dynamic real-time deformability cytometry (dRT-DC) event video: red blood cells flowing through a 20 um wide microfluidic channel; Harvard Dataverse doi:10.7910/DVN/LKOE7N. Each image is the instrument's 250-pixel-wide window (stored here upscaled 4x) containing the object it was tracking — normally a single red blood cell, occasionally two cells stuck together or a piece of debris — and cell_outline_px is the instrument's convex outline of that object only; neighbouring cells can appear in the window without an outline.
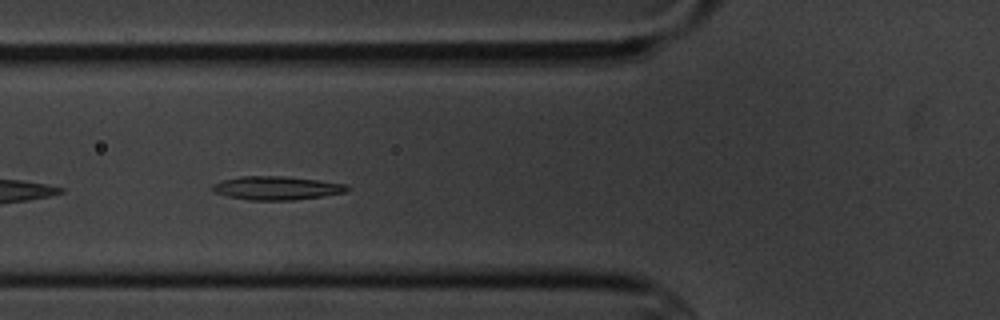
{"species": "common noctule bat (a hibernating species)", "species_latin": "Nyctalus noctula", "temperature_condition": "cold", "stored_images_in_passage": 5, "camera_frame_rate_fps": 3000, "um_per_image_px": 0.085, "animal": {"sex": "male", "body_mass_g": 20.1, "forearm_length_mm": 53.5}, "frame": {"image": 1, "passage_image": 2, "time_ms": 1.0, "image_size_px": [1000, 320], "cell_outline_px": [[352, 188], [344, 192], [320, 196], [292, 200], [248, 200], [228, 196], [212, 192], [208, 188], [212, 184], [224, 180], [240, 176], [284, 176], [348, 184]], "centroid_in_image_um": [23.46, 15.98], "position_along_channel_um": 102.3, "area_um2": 18.5}}
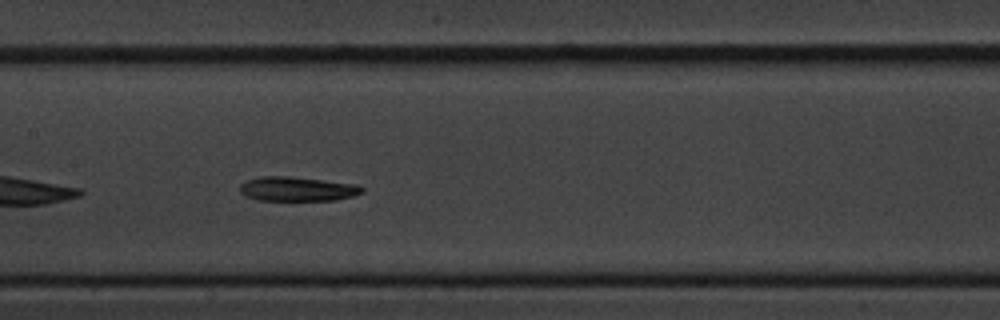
{"frame": {"image": 2, "passage_image": 4, "time_ms": 3.333, "image_size_px": [1000, 320], "cell_outline_px": [[364, 192], [352, 196], [336, 200], [256, 200], [244, 196], [240, 192], [240, 184], [244, 180], [260, 176], [292, 176], [356, 184], [364, 188]], "centroid_in_image_um": [25.23, 16.05], "position_along_channel_um": 182.2, "area_um2": 17.57}}
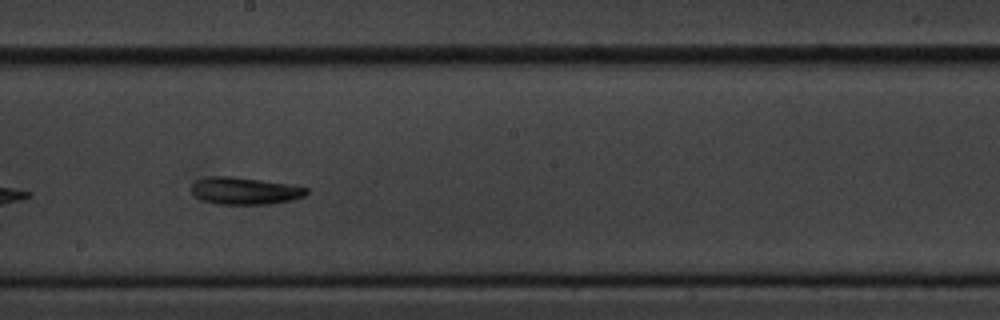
{"frame": {"image": 3, "passage_image": 5, "time_ms": 4.667, "image_size_px": [1000, 320], "cell_outline_px": [[308, 192], [304, 196], [292, 200], [272, 204], [216, 204], [204, 200], [196, 196], [192, 192], [192, 184], [196, 180], [204, 176], [232, 176], [288, 184], [308, 188]], "centroid_in_image_um": [20.8, 16.22], "position_along_channel_um": 227.4, "area_um2": 18.21}}